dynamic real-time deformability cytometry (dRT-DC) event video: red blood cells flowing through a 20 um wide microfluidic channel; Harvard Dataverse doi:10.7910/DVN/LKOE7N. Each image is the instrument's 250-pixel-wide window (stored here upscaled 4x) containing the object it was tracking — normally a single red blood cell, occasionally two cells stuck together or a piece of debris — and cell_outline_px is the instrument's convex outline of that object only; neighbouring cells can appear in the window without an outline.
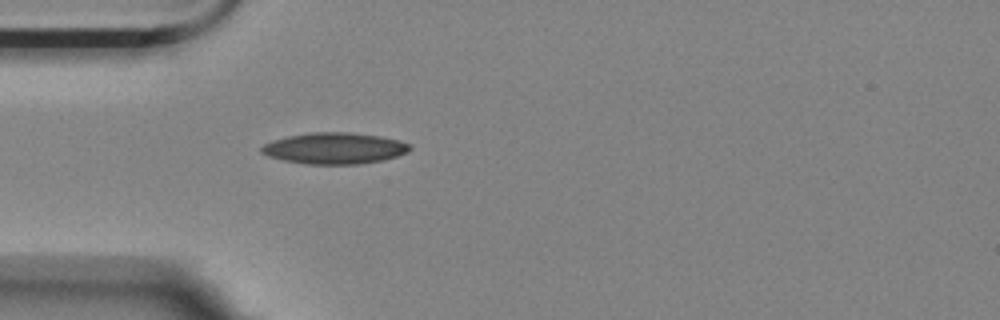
{"species": "Egyptian fruit bat (a non-hibernating species)", "species_latin": "Rousettus aegyptiacus", "temperature_condition": "room temperature", "stored_images_in_passage": 23, "camera_frame_rate_fps": 3000, "um_per_image_px": 0.085, "animal": {"sex": "female"}, "frame": {"image": 1, "passage_image": 1, "time_ms": 0.0, "image_size_px": [1000, 320], "cell_outline_px": [[412, 148], [408, 152], [384, 160], [360, 164], [304, 164], [284, 160], [268, 156], [260, 152], [260, 148], [264, 144], [272, 140], [288, 136], [308, 132], [352, 132], [380, 136], [400, 140], [412, 144]], "centroid_in_image_um": [28.45, 12.6], "position_along_channel_um": 56.5, "area_um2": 27.34}}
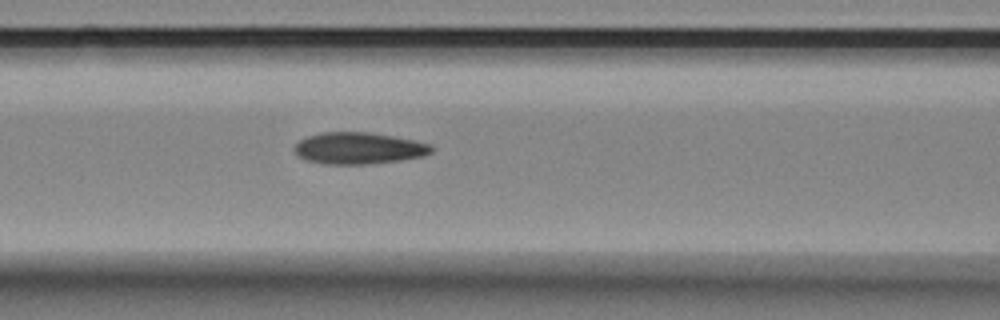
{"frame": {"image": 2, "passage_image": 8, "time_ms": 2.333, "image_size_px": [1000, 320], "cell_outline_px": [[436, 148], [432, 152], [424, 156], [400, 160], [368, 164], [324, 164], [304, 160], [296, 156], [292, 148], [300, 140], [308, 136], [324, 132], [372, 132], [432, 144]], "centroid_in_image_um": [30.48, 12.6], "position_along_channel_um": 136.1, "area_um2": 25.55}}
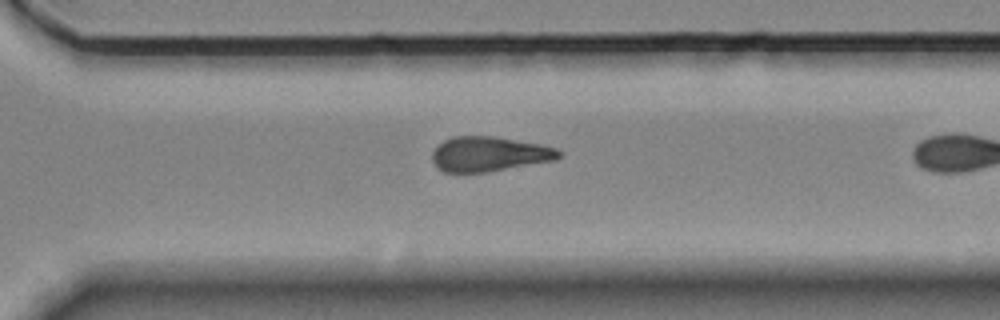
{"frame": {"image": 3, "passage_image": 21, "time_ms": 6.667, "image_size_px": [1000, 320], "cell_outline_px": [[560, 156], [556, 160], [488, 172], [444, 172], [436, 168], [432, 160], [432, 152], [444, 140], [452, 136], [496, 136], [540, 144], [556, 148], [560, 152]], "centroid_in_image_um": [41.57, 13.09], "position_along_channel_um": 329.0, "area_um2": 25.78}}